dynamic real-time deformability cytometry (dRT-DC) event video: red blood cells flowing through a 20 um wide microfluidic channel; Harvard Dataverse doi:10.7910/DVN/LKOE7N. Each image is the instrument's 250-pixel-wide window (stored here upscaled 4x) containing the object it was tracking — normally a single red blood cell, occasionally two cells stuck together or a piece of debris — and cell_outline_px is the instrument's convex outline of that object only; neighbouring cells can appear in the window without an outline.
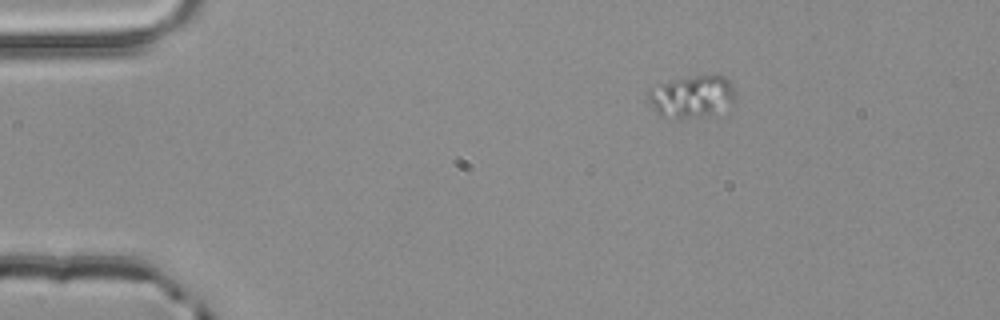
{"species": "common noctule bat (a hibernating species)", "species_latin": "Nyctalus noctula", "temperature_condition": "room temperature", "stored_images_in_passage": 3, "camera_frame_rate_fps": 3000, "um_per_image_px": 0.085, "animal": {"sex": "male", "body_mass_g": 20.4}, "frame": {"image": 1, "passage_image": 1, "time_ms": 0.0, "image_size_px": [1000, 320], "cell_outline_px": [[732, 96], [712, 112], [704, 116], [660, 116], [656, 112], [648, 96], [648, 88], [672, 80], [704, 72], [716, 72], [724, 76], [728, 80], [732, 88]], "centroid_in_image_um": [58.71, 8.08], "position_along_channel_um": 26.3, "area_um2": 20.46}}
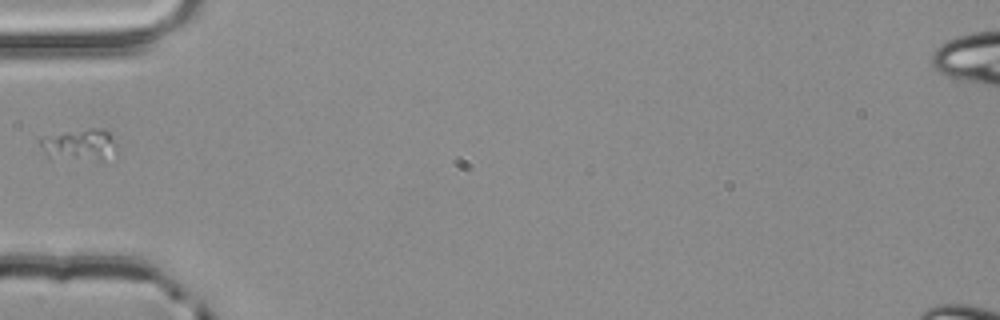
{"frame": {"image": 2, "passage_image": 3, "time_ms": 0.667, "image_size_px": [1000, 320], "cell_outline_px": [[116, 152], [104, 160], [48, 160], [36, 140], [68, 132], [88, 128], [104, 128], [112, 136], [116, 148]], "centroid_in_image_um": [6.73, 12.36], "position_along_channel_um": 78.3, "area_um2": 14.51}}